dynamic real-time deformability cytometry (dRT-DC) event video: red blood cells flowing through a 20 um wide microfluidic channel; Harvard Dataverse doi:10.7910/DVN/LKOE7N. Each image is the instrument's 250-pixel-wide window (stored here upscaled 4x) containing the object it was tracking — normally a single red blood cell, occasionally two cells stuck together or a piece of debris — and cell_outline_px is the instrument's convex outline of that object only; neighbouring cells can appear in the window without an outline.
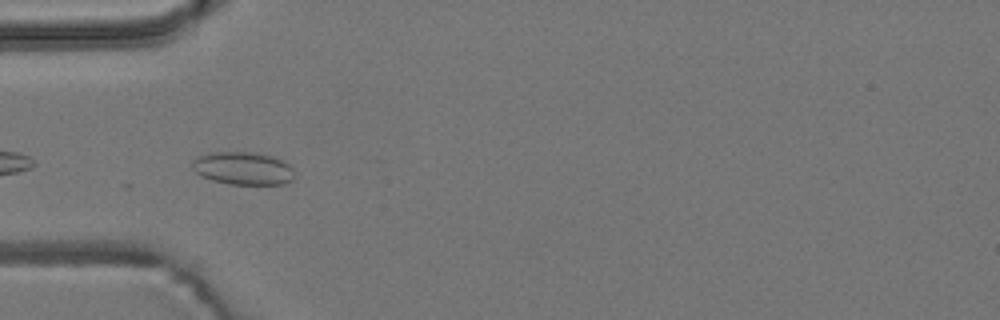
{"species": "common noctule bat (a hibernating species)", "species_latin": "Nyctalus noctula", "temperature_condition": "room temperature", "stored_images_in_passage": 4, "camera_frame_rate_fps": 3000, "um_per_image_px": 0.085, "animal": {"sex": "male", "body_mass_g": 19.2, "forearm_length_mm": 51.8}, "frame": {"image": 1, "passage_image": 4, "time_ms": 1.0, "image_size_px": [1000, 320], "cell_outline_px": [[292, 180], [284, 184], [228, 184], [212, 180], [200, 176], [192, 168], [192, 160], [196, 156], [212, 152], [252, 152], [272, 156], [284, 160], [292, 168]], "centroid_in_image_um": [20.62, 14.3], "position_along_channel_um": 64.4, "area_um2": 19.65}}